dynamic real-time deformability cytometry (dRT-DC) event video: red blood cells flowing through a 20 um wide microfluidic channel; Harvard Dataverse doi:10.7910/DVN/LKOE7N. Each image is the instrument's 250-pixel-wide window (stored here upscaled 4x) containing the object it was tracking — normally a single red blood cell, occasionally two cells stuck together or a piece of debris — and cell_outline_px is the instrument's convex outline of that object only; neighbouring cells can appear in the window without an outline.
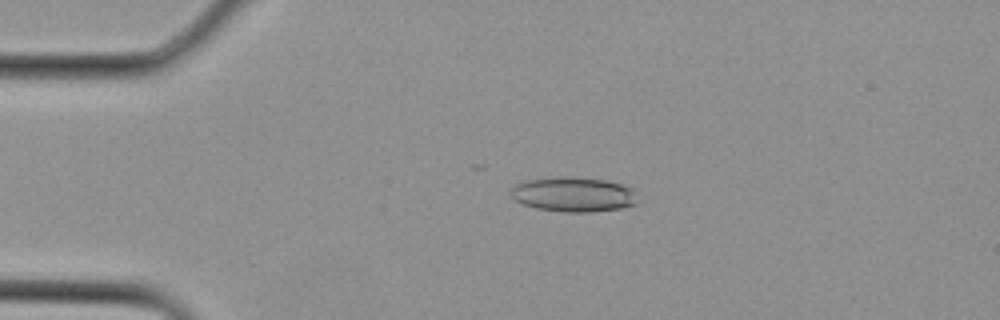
{"species": "Egyptian fruit bat (a non-hibernating species)", "species_latin": "Rousettus aegyptiacus", "temperature_condition": "cold", "stored_images_in_passage": 20, "camera_frame_rate_fps": 3000, "um_per_image_px": 0.085, "animal": {"sex": "female"}, "frame": {"image": 1, "passage_image": 7, "time_ms": 2.0, "image_size_px": [1000, 320], "cell_outline_px": [[640, 200], [636, 204], [620, 208], [592, 212], [564, 212], [536, 208], [524, 204], [516, 200], [512, 196], [512, 188], [516, 184], [528, 180], [560, 176], [568, 176], [604, 180], [624, 184], [632, 188]], "centroid_in_image_um": [48.81, 16.52], "position_along_channel_um": 36.2, "area_um2": 25.72}}
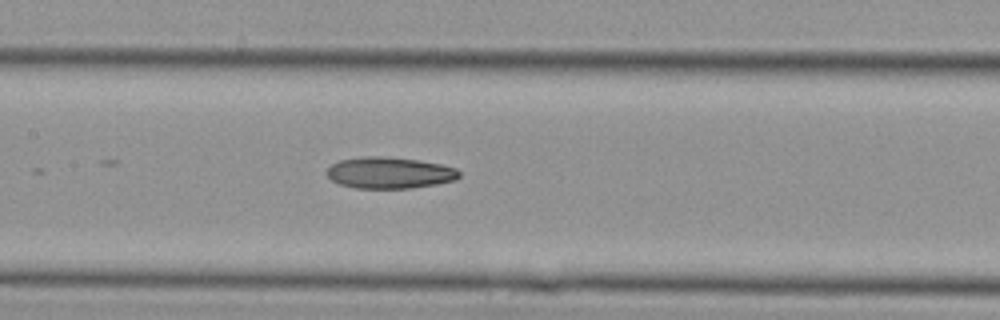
{"frame": {"image": 2, "passage_image": 15, "time_ms": 4.667, "image_size_px": [1000, 320], "cell_outline_px": [[460, 176], [456, 180], [436, 184], [412, 188], [356, 188], [340, 184], [332, 180], [324, 172], [332, 164], [340, 160], [364, 156], [384, 156], [416, 160], [440, 164], [456, 168], [460, 172]], "centroid_in_image_um": [33.1, 14.69], "position_along_channel_um": 174.3, "area_um2": 24.22}}
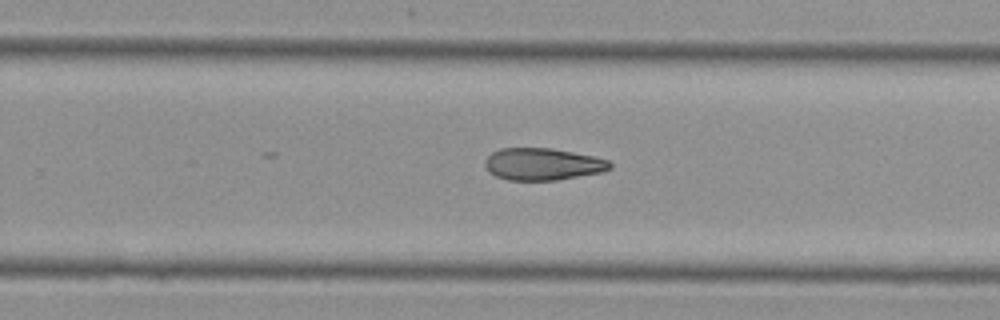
{"frame": {"image": 3, "passage_image": 20, "time_ms": 6.333, "image_size_px": [1000, 320], "cell_outline_px": [[612, 168], [604, 172], [556, 180], [508, 180], [496, 176], [488, 172], [484, 164], [484, 160], [492, 152], [500, 148], [552, 148], [592, 156], [608, 160], [612, 164]], "centroid_in_image_um": [46.12, 13.95], "position_along_channel_um": 283.7, "area_um2": 23.47}}